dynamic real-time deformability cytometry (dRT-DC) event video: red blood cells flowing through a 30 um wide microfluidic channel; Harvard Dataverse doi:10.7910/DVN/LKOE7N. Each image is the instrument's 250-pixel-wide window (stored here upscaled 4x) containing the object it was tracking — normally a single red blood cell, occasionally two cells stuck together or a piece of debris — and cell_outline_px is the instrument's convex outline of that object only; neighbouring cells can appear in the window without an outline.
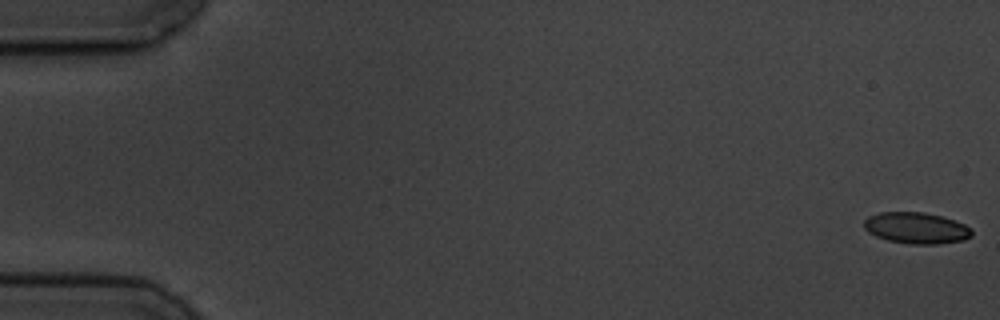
{"species": "common noctule bat (a hibernating species)", "species_latin": "Nyctalus noctula", "temperature_condition": "cold", "stored_images_in_passage": 5, "camera_frame_rate_fps": 3000, "um_per_image_px": 0.085, "animal": {"sex": "male", "body_mass_g": 19.5, "forearm_length_mm": 54.6}, "frame": {"image": 1, "passage_image": 1, "time_ms": 0.0, "image_size_px": [1000, 320], "cell_outline_px": [[972, 236], [964, 240], [940, 244], [912, 244], [888, 240], [876, 236], [868, 232], [864, 228], [864, 220], [868, 216], [880, 212], [924, 212], [940, 216], [964, 224], [972, 228]], "centroid_in_image_um": [77.89, 19.38], "position_along_channel_um": 7.1, "area_um2": 19.65}}
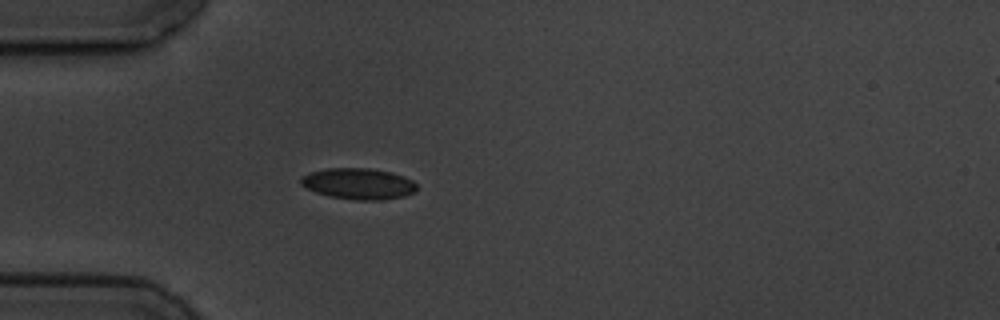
{"frame": {"image": 2, "passage_image": 5, "time_ms": 5.333, "image_size_px": [1000, 320], "cell_outline_px": [[416, 192], [404, 196], [384, 200], [356, 200], [328, 196], [316, 192], [300, 184], [300, 180], [304, 176], [312, 172], [328, 168], [368, 168], [392, 172], [404, 176], [412, 180], [416, 184]], "centroid_in_image_um": [30.51, 15.62], "position_along_channel_um": 54.5, "area_um2": 20.98}}